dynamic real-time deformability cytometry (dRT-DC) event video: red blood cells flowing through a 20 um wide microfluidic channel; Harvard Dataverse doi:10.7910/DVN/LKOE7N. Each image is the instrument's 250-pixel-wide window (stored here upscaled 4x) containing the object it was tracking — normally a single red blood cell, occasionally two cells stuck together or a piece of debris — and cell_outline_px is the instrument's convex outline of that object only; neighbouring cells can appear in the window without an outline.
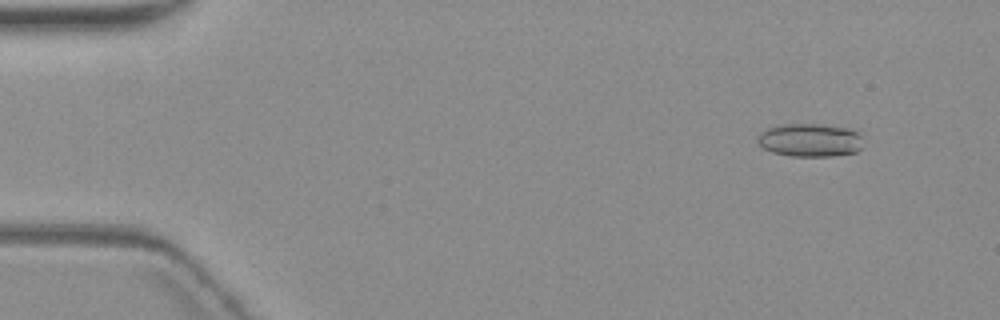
{"species": "common noctule bat (a hibernating species)", "species_latin": "Nyctalus noctula", "temperature_condition": "warm", "stored_images_in_passage": 6, "camera_frame_rate_fps": 3000, "um_per_image_px": 0.085, "animal": {"sex": "female", "body_mass_g": 19.3, "forearm_length_mm": 54.1}, "frame": {"image": 1, "passage_image": 2, "time_ms": 1.333, "image_size_px": [1000, 320], "cell_outline_px": [[860, 148], [856, 152], [832, 156], [792, 156], [772, 152], [764, 148], [756, 140], [756, 136], [760, 132], [768, 128], [784, 124], [820, 124], [852, 128], [860, 136]], "centroid_in_image_um": [68.82, 11.9], "position_along_channel_um": 16.2, "area_um2": 20.4}}
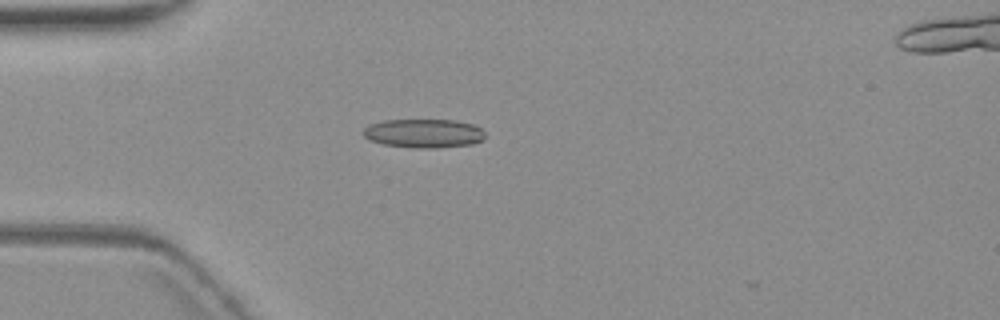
{"frame": {"image": 2, "passage_image": 5, "time_ms": 5.0, "image_size_px": [1000, 320], "cell_outline_px": [[484, 140], [472, 144], [436, 148], [412, 148], [384, 144], [368, 140], [364, 136], [364, 128], [372, 124], [384, 120], [456, 120], [472, 124], [480, 128], [484, 132]], "centroid_in_image_um": [36.04, 11.34], "position_along_channel_um": 49.0, "area_um2": 20.46}}